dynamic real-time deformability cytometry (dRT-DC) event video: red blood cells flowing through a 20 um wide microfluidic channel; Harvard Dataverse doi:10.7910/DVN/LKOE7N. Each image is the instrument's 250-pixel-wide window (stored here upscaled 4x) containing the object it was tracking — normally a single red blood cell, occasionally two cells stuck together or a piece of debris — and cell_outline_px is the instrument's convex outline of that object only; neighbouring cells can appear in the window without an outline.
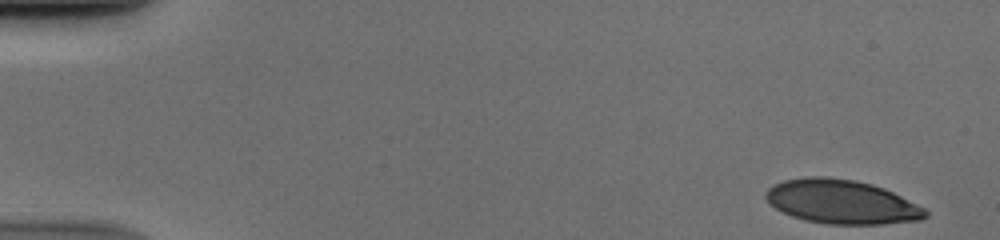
{"species": "human", "species_latin": "Homo sapiens", "temperature_condition": "cold", "stored_images_in_passage": 45, "camera_frame_rate_fps": 3000, "um_per_image_px": 0.085, "donor": {"sex": "male"}, "frame": {"image": 1, "passage_image": 1, "time_ms": 0.0, "image_size_px": [1000, 240], "cell_outline_px": [[928, 216], [920, 220], [880, 224], [828, 224], [804, 220], [792, 216], [776, 208], [764, 196], [764, 192], [768, 188], [784, 180], [808, 176], [824, 176], [856, 180], [872, 184], [884, 188], [924, 208], [928, 212]], "centroid_in_image_um": [71.53, 17.15], "position_along_channel_um": 13.5, "area_um2": 40.75}}
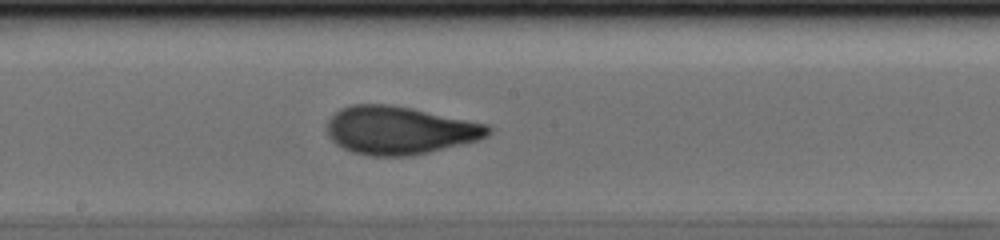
{"frame": {"image": 2, "passage_image": 27, "time_ms": 8.667, "image_size_px": [1000, 240], "cell_outline_px": [[492, 132], [488, 136], [476, 140], [428, 152], [408, 156], [368, 156], [352, 152], [336, 144], [328, 136], [328, 120], [340, 108], [352, 104], [388, 104], [412, 108], [488, 124], [492, 128]], "centroid_in_image_um": [33.96, 11.07], "position_along_channel_um": 214.2, "area_um2": 44.97}}
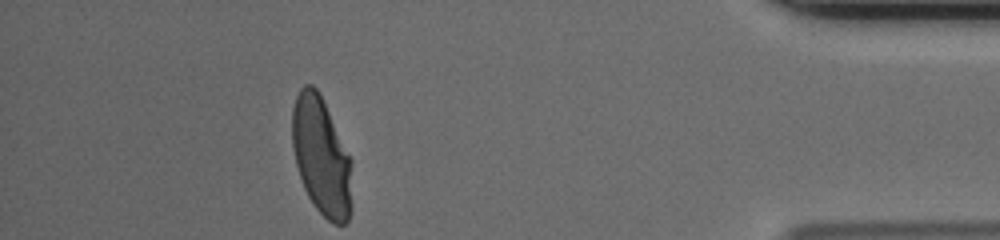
{"frame": {"image": 3, "passage_image": 45, "time_ms": 14.667, "image_size_px": [1000, 240], "cell_outline_px": [[352, 208], [348, 220], [344, 224], [332, 224], [316, 208], [308, 196], [304, 188], [296, 164], [292, 148], [292, 108], [296, 96], [300, 88], [304, 84], [312, 84], [316, 88], [352, 160]], "centroid_in_image_um": [27.32, 13.33], "position_along_channel_um": 407.9, "area_um2": 41.21}}